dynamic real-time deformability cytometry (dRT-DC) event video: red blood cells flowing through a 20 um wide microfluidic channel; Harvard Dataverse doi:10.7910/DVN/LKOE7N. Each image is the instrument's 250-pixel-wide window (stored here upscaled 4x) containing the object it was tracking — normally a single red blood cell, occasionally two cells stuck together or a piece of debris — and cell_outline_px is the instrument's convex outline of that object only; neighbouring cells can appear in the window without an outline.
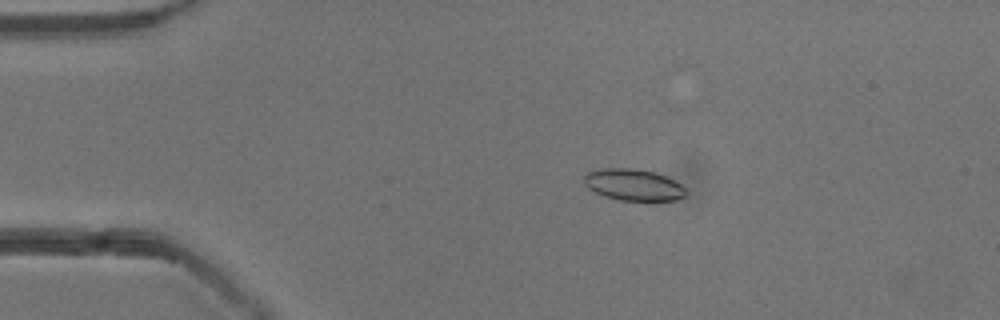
{"species": "common noctule bat (a hibernating species)", "species_latin": "Nyctalus noctula", "temperature_condition": "cold", "stored_images_in_passage": 54, "camera_frame_rate_fps": 3000, "um_per_image_px": 0.085, "animal": {"sex": "male", "body_mass_g": 13.3}, "frame": {"image": 1, "passage_image": 11, "time_ms": 3.333, "image_size_px": [1000, 320], "cell_outline_px": [[688, 196], [676, 200], [648, 204], [620, 200], [604, 196], [588, 188], [584, 184], [584, 172], [600, 168], [632, 168], [652, 172], [664, 176], [680, 184], [688, 192]], "centroid_in_image_um": [53.87, 15.76], "position_along_channel_um": 31.1, "area_um2": 19.54}}
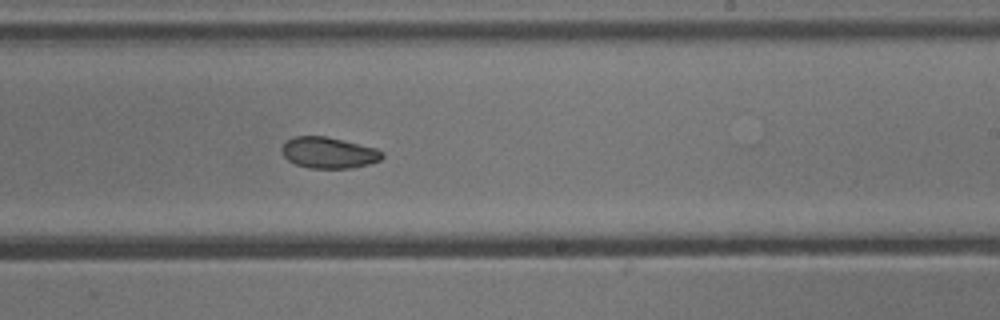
{"frame": {"image": 2, "passage_image": 33, "time_ms": 10.667, "image_size_px": [1000, 320], "cell_outline_px": [[384, 156], [380, 160], [368, 164], [352, 168], [308, 168], [296, 164], [288, 160], [284, 156], [280, 148], [292, 136], [324, 136], [376, 148], [384, 152]], "centroid_in_image_um": [27.93, 12.98], "position_along_channel_um": 261.1, "area_um2": 18.15}}
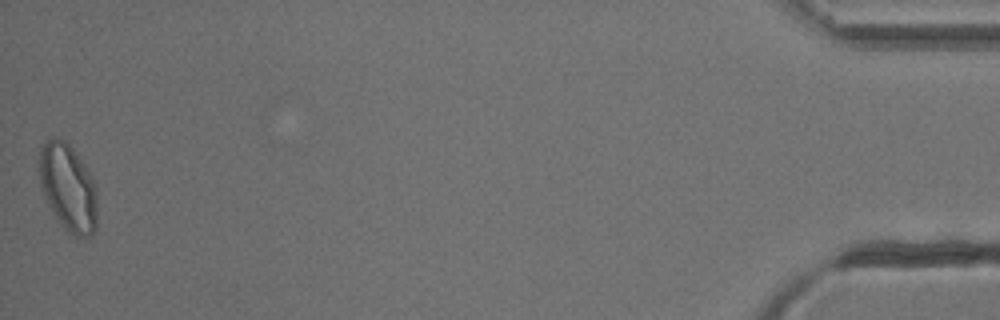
{"frame": {"image": 3, "passage_image": 54, "time_ms": 17.667, "image_size_px": [1000, 320], "cell_outline_px": [[96, 228], [92, 236], [72, 236], [60, 224], [48, 204], [40, 188], [36, 160], [40, 144], [48, 140], [68, 140], [92, 176], [96, 184]], "centroid_in_image_um": [5.75, 15.91], "position_along_channel_um": 429.5, "area_um2": 30.23}, "authors_computed_cell_mechanics": {"area_um2": 19.5653, "velocity_mm_per_s": 3.8314, "shape_relaxation_time_tau1_ms": 6.6236, "shape_relaxation_time_tau2_ms": 5.4155, "deformation_change_tau1": 0.1515, "deformation_change_tau2": 0.0875}}